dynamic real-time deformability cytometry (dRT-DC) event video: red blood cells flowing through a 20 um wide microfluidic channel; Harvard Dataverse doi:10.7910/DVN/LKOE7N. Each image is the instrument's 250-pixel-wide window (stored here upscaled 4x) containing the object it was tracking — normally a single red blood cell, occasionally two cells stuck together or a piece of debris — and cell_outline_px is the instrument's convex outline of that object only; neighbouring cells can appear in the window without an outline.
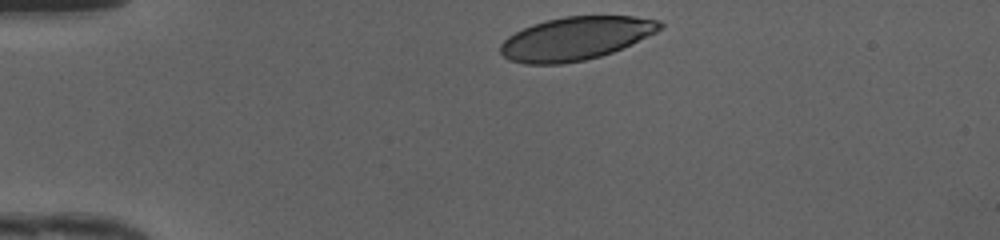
{"species": "human", "species_latin": "Homo sapiens", "temperature_condition": "cold", "stored_images_in_passage": 31, "camera_frame_rate_fps": 3000, "um_per_image_px": 0.085, "donor": {"sex": "female"}, "frame": {"image": 1, "passage_image": 1, "time_ms": 0.0, "image_size_px": [1000, 240], "cell_outline_px": [[664, 28], [656, 32], [612, 52], [600, 56], [584, 60], [560, 64], [524, 64], [508, 60], [500, 52], [500, 44], [508, 36], [532, 24], [564, 16], [632, 16], [660, 20], [664, 24]], "centroid_in_image_um": [48.92, 3.27], "position_along_channel_um": 36.1, "area_um2": 40.0}}
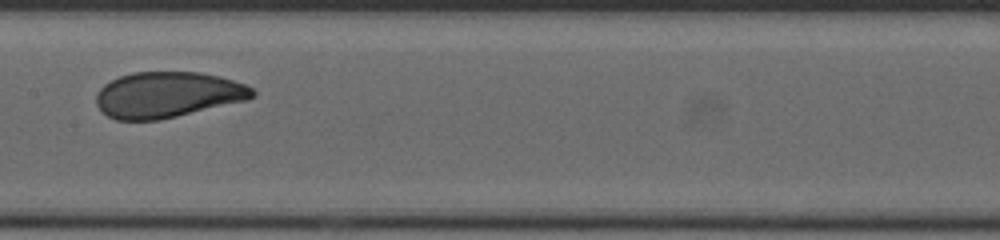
{"frame": {"image": 2, "passage_image": 16, "time_ms": 5.0, "image_size_px": [1000, 240], "cell_outline_px": [[256, 96], [248, 100], [176, 116], [156, 120], [116, 120], [108, 116], [96, 104], [96, 92], [104, 84], [120, 76], [132, 72], [200, 72], [220, 76], [244, 84], [252, 88], [256, 92]], "centroid_in_image_um": [14.25, 8.05], "position_along_channel_um": 193.1, "area_um2": 41.67}}
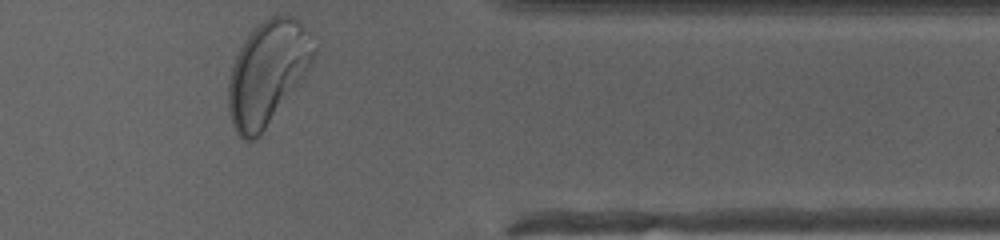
{"frame": {"image": 3, "passage_image": 31, "time_ms": 10.0, "image_size_px": [1000, 240], "cell_outline_px": [[316, 52], [304, 76], [260, 136], [256, 140], [244, 140], [236, 132], [232, 124], [228, 108], [228, 84], [232, 68], [236, 56], [244, 40], [264, 20], [272, 16], [292, 16], [308, 32], [316, 48]], "centroid_in_image_um": [22.72, 6.23], "position_along_channel_um": 388.7, "area_um2": 50.75}, "authors_computed_cell_mechanics": {"area_um2": 42.194, "velocity_mm_per_s": 4.1592, "shape_relaxation_time_tau1_ms": 2.8702, "shape_relaxation_time_tau2_ms": 0.7196, "deformation_change_tau1": 0.1441, "deformation_change_tau2": 0.0548}}